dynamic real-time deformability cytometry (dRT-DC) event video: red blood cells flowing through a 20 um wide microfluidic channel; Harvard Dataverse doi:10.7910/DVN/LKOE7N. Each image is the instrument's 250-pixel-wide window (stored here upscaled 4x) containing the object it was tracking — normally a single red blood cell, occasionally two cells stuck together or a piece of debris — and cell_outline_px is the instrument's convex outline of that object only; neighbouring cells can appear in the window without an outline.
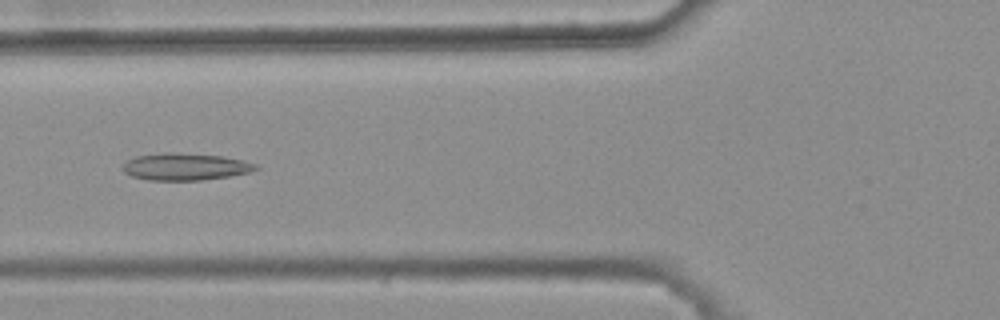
{"species": "common noctule bat (a hibernating species)", "species_latin": "Nyctalus noctula", "temperature_condition": "warm", "stored_images_in_passage": 7, "camera_frame_rate_fps": 3000, "um_per_image_px": 0.085, "animal": {"sex": "female", "body_mass_g": 25.1}, "frame": {"image": 1, "passage_image": 4, "time_ms": 1.0, "image_size_px": [1000, 320], "cell_outline_px": [[260, 168], [248, 172], [228, 176], [200, 180], [148, 180], [132, 176], [124, 172], [124, 164], [128, 160], [136, 156], [164, 152], [168, 152], [224, 156], [244, 160], [256, 164]], "centroid_in_image_um": [15.76, 14.16], "position_along_channel_um": 110.0, "area_um2": 20.81}}
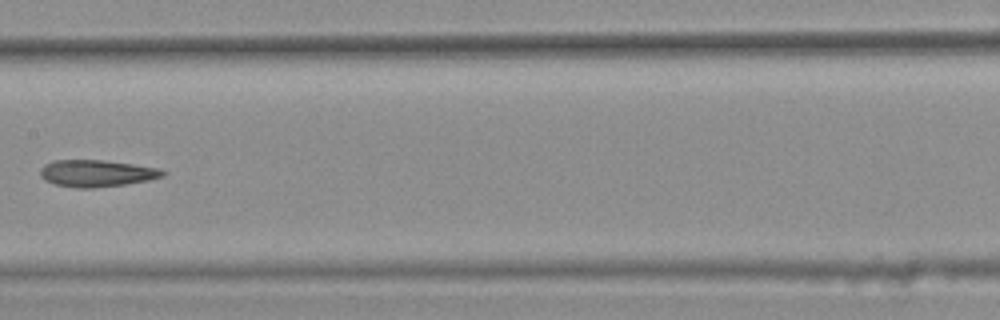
{"frame": {"image": 2, "passage_image": 6, "time_ms": 1.667, "image_size_px": [1000, 320], "cell_outline_px": [[168, 172], [164, 176], [148, 180], [124, 184], [92, 188], [76, 188], [56, 184], [44, 180], [40, 176], [40, 168], [44, 164], [52, 160], [104, 160], [160, 168]], "centroid_in_image_um": [8.2, 14.72], "position_along_channel_um": 199.2, "area_um2": 19.25}}
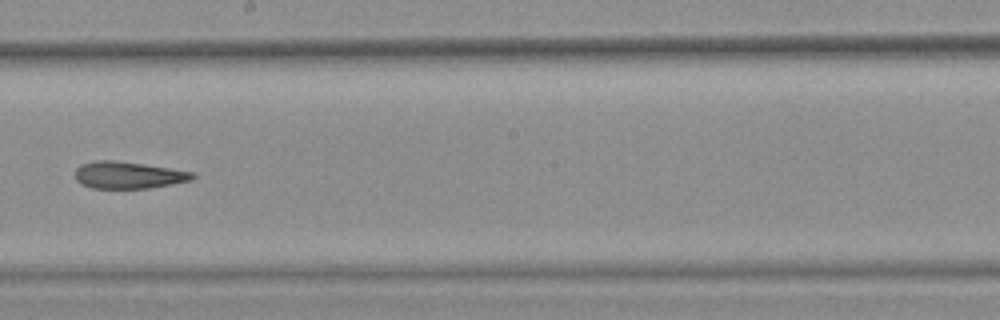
{"frame": {"image": 3, "passage_image": 7, "time_ms": 2.0, "image_size_px": [1000, 320], "cell_outline_px": [[196, 176], [192, 180], [172, 184], [148, 188], [92, 188], [80, 184], [76, 180], [76, 168], [80, 164], [96, 160], [112, 160], [144, 164], [172, 168], [196, 172]], "centroid_in_image_um": [10.93, 14.88], "position_along_channel_um": 237.3, "area_um2": 18.61}}